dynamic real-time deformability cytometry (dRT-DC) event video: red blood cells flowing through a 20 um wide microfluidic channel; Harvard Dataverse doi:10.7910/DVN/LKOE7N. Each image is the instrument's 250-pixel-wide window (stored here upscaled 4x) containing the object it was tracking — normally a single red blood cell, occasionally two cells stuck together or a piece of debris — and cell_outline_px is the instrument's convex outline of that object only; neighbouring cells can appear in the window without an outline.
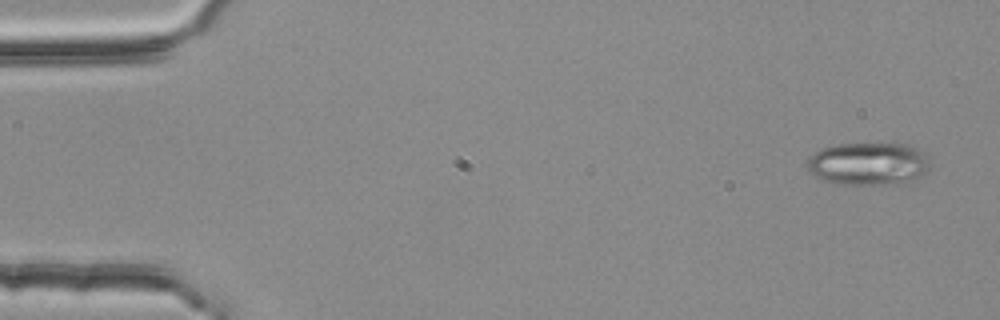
{"species": "common noctule bat (a hibernating species)", "species_latin": "Nyctalus noctula", "temperature_condition": "room temperature", "stored_images_in_passage": 4, "camera_frame_rate_fps": 3000, "um_per_image_px": 0.085, "animal": {"sex": "female", "body_mass_g": 25.1}, "frame": {"image": 1, "passage_image": 1, "time_ms": 0.0, "image_size_px": [1000, 320], "cell_outline_px": [[928, 168], [916, 180], [888, 184], [832, 184], [808, 172], [808, 160], [820, 148], [832, 144], [912, 144], [928, 152]], "centroid_in_image_um": [73.84, 13.9], "position_along_channel_um": 11.2, "area_um2": 30.87}}